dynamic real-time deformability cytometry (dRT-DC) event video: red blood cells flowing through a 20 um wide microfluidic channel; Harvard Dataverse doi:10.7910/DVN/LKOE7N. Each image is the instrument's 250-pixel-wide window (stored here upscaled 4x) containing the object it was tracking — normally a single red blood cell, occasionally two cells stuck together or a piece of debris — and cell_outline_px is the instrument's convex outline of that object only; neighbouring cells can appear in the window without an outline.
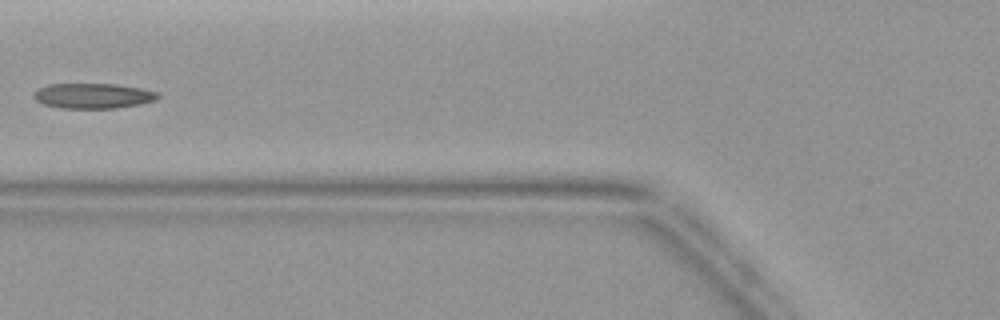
{"species": "common noctule bat (a hibernating species)", "species_latin": "Nyctalus noctula", "temperature_condition": "warm", "stored_images_in_passage": 5, "camera_frame_rate_fps": 3000, "um_per_image_px": 0.085, "animal": {"sex": "female", "body_mass_g": 19.9}, "frame": {"image": 1, "passage_image": 5, "time_ms": 5.333, "image_size_px": [1000, 320], "cell_outline_px": [[160, 96], [156, 100], [140, 104], [116, 108], [60, 108], [44, 104], [36, 100], [32, 96], [40, 88], [48, 84], [116, 84], [140, 88], [160, 92]], "centroid_in_image_um": [7.95, 8.14], "position_along_channel_um": 117.8, "area_um2": 18.21}}